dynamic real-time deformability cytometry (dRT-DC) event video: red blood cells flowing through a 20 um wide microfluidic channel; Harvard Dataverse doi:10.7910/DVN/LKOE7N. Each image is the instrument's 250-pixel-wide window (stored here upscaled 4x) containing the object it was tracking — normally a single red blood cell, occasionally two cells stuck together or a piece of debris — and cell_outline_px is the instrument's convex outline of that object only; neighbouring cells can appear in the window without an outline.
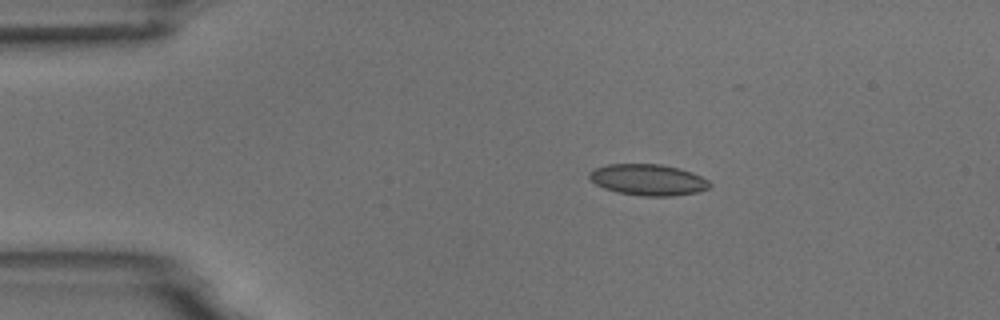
{"species": "common noctule bat (a hibernating species)", "species_latin": "Nyctalus noctula", "temperature_condition": "room temperature", "stored_images_in_passage": 4, "camera_frame_rate_fps": 3000, "um_per_image_px": 0.085, "animal": {"sex": "male", "body_mass_g": 18.8}, "frame": {"image": 1, "passage_image": 2, "time_ms": 1.0, "image_size_px": [1000, 320], "cell_outline_px": [[712, 184], [708, 188], [696, 192], [672, 196], [644, 196], [620, 192], [604, 188], [596, 184], [588, 176], [588, 172], [596, 168], [608, 164], [660, 164], [680, 168], [692, 172], [708, 180]], "centroid_in_image_um": [55.1, 15.27], "position_along_channel_um": 29.9, "area_um2": 21.73}}
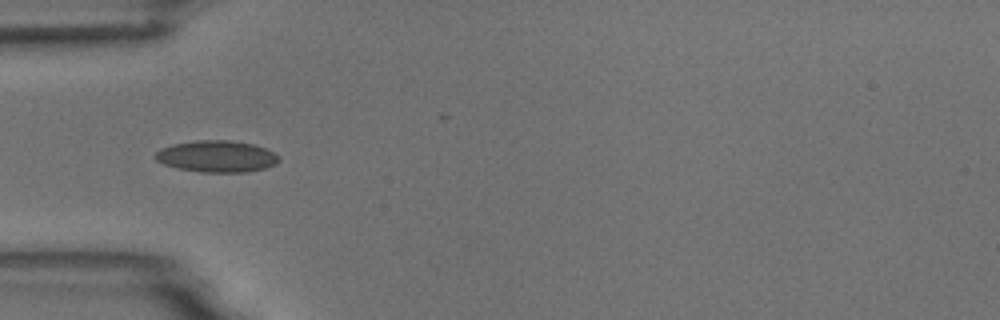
{"frame": {"image": 2, "passage_image": 4, "time_ms": 3.333, "image_size_px": [1000, 320], "cell_outline_px": [[280, 160], [276, 164], [264, 168], [248, 172], [200, 172], [176, 168], [164, 164], [156, 160], [152, 156], [160, 148], [172, 144], [196, 140], [228, 140], [252, 144], [264, 148], [280, 156]], "centroid_in_image_um": [18.38, 13.29], "position_along_channel_um": 66.6, "area_um2": 22.89}}